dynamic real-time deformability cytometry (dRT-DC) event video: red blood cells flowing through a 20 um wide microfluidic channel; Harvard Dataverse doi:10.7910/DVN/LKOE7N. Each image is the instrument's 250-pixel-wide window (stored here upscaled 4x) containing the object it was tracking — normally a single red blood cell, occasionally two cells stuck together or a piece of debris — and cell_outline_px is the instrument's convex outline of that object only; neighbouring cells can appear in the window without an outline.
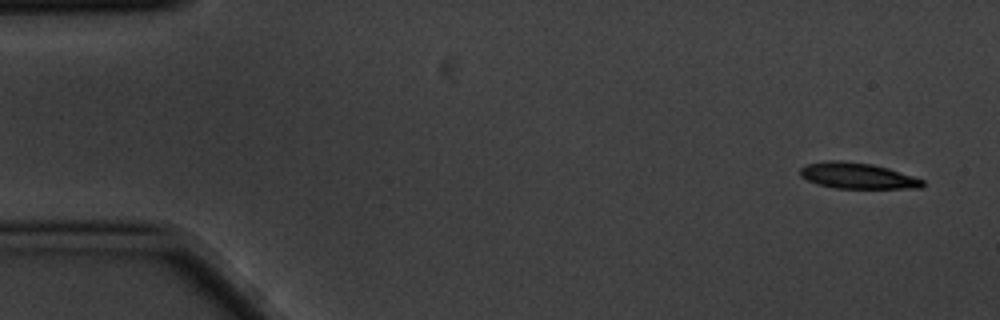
{"species": "common noctule bat (a hibernating species)", "species_latin": "Nyctalus noctula", "temperature_condition": "cold", "stored_images_in_passage": 6, "segment_of_instrument_passage": [2, 2], "camera_frame_rate_fps": 3000, "um_per_image_px": 0.085, "animal": {"sex": "male", "body_mass_g": 20.1, "forearm_length_mm": 53.5}, "frame": {"image": 1, "passage_image": 6, "time_ms": 1.667, "image_size_px": [1000, 320], "cell_outline_px": [[924, 184], [920, 188], [836, 188], [816, 184], [800, 176], [800, 168], [808, 164], [828, 160], [844, 160], [872, 164], [888, 168], [924, 180]], "centroid_in_image_um": [72.86, 14.93], "position_along_channel_um": 12.1, "area_um2": 18.44}}